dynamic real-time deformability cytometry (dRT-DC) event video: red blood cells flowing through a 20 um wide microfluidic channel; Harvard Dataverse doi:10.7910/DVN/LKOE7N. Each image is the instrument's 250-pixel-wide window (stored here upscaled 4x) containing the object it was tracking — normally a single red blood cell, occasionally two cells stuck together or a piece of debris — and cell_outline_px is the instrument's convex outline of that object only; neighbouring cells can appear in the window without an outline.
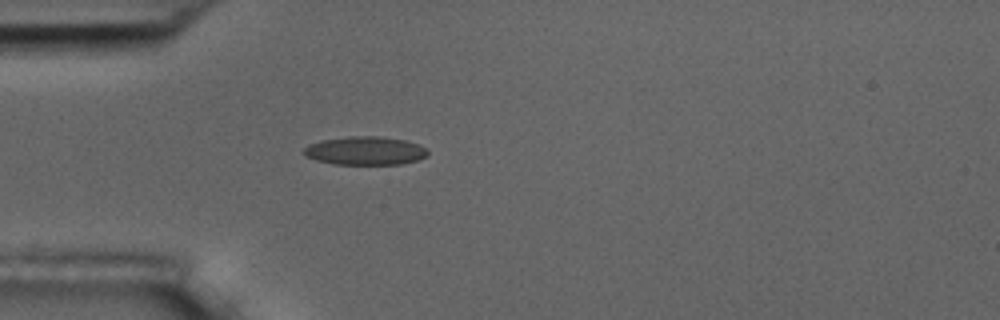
{"species": "common noctule bat (a hibernating species)", "species_latin": "Nyctalus noctula", "temperature_condition": "room temperature", "stored_images_in_passage": 2, "camera_frame_rate_fps": 3000, "um_per_image_px": 0.085, "animal": {"sex": "male", "body_mass_g": 17.5, "forearm_length_mm": 52.3}, "frame": {"image": 1, "passage_image": 2, "time_ms": 1.0, "image_size_px": [1000, 320], "cell_outline_px": [[428, 156], [416, 160], [400, 164], [336, 164], [316, 160], [304, 156], [300, 152], [308, 144], [320, 140], [348, 136], [376, 136], [404, 140], [420, 144], [428, 152]], "centroid_in_image_um": [30.99, 12.81], "position_along_channel_um": 54.0, "area_um2": 20.63}}